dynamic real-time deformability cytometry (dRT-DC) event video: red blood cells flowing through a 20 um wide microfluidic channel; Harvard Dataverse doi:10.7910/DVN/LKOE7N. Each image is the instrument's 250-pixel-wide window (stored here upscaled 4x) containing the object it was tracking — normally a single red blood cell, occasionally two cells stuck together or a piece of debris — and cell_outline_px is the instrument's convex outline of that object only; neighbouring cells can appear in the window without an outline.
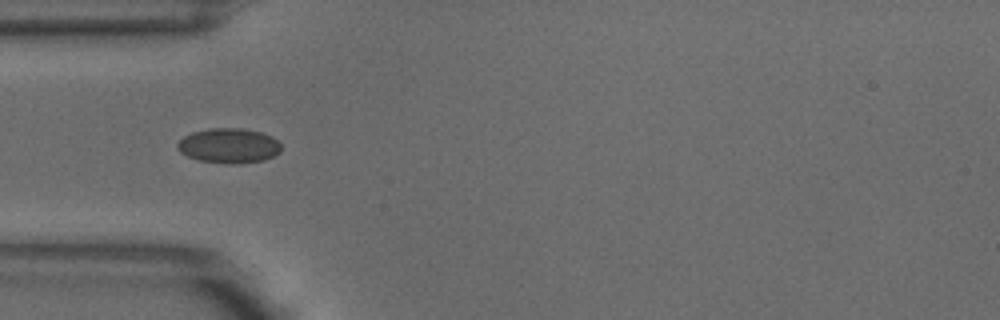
{"species": "common noctule bat (a hibernating species)", "species_latin": "Nyctalus noctula", "temperature_condition": "warm", "stored_images_in_passage": 7, "camera_frame_rate_fps": 3000, "um_per_image_px": 0.085, "animal": {"sex": "male", "body_mass_g": 18.8}, "frame": {"image": 1, "passage_image": 4, "time_ms": 1.0, "image_size_px": [1000, 320], "cell_outline_px": [[280, 152], [264, 160], [240, 164], [236, 164], [200, 160], [188, 156], [180, 152], [176, 148], [176, 144], [184, 136], [192, 132], [208, 128], [240, 128], [260, 132], [272, 136], [280, 144]], "centroid_in_image_um": [19.44, 12.37], "position_along_channel_um": 65.6, "area_um2": 20.98}}